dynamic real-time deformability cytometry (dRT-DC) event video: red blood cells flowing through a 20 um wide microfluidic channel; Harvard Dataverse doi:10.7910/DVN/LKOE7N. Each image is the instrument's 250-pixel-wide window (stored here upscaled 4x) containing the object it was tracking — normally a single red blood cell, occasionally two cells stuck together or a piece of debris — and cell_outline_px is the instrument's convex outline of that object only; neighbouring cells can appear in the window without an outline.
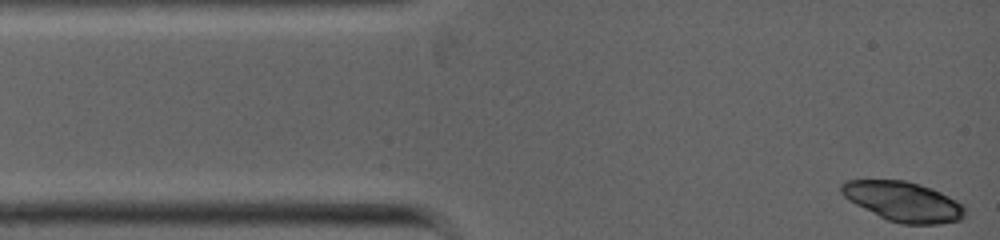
{"species": "common noctule bat (a hibernating species)", "species_latin": "Nyctalus noctula", "temperature_condition": "warm", "stored_images_in_passage": 2, "camera_frame_rate_fps": 5000, "um_per_image_px": 0.085, "animal": {"sex": "female", "body_mass_g": 19.0, "forearm_length_mm": 53.3}, "frame": {"image": 1, "passage_image": 1, "time_ms": 0.0, "image_size_px": [1000, 240], "cell_outline_px": [[968, 216], [964, 220], [940, 224], [900, 224], [888, 220], [848, 200], [840, 192], [840, 184], [844, 180], [904, 180], [920, 184], [932, 188], [964, 204]], "centroid_in_image_um": [76.84, 17.14], "position_along_channel_um": 8.2, "area_um2": 28.96}}